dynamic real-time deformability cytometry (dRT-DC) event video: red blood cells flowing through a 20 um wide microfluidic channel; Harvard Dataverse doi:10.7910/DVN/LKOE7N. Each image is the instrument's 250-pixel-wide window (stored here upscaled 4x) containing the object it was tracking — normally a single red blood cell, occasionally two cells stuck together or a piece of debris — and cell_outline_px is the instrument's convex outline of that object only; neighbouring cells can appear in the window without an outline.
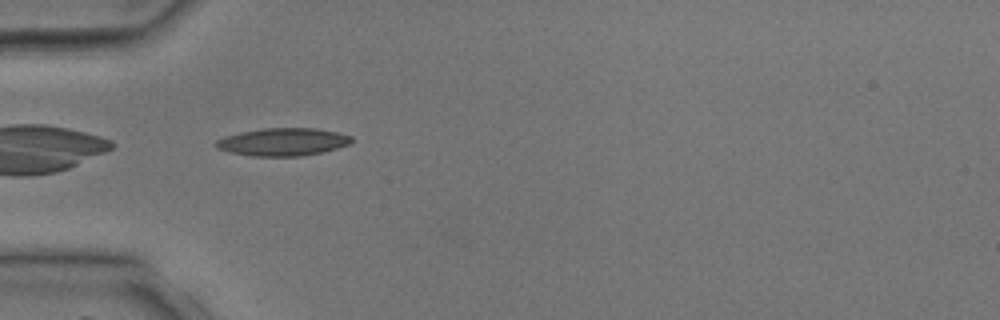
{"species": "common noctule bat (a hibernating species)", "species_latin": "Nyctalus noctula", "temperature_condition": "room temperature", "stored_images_in_passage": 23, "camera_frame_rate_fps": 3000, "um_per_image_px": 0.085, "animal": {"sex": "male", "body_mass_g": 17.9, "forearm_length_mm": 54.2}, "frame": {"image": 1, "passage_image": 1, "time_ms": 0.0, "image_size_px": [1000, 320], "cell_outline_px": [[352, 140], [348, 144], [336, 148], [320, 152], [300, 156], [252, 156], [232, 152], [216, 148], [216, 140], [224, 136], [240, 132], [264, 128], [316, 128], [336, 132], [352, 136]], "centroid_in_image_um": [24.02, 12.05], "position_along_channel_um": 61.0, "area_um2": 21.68}}
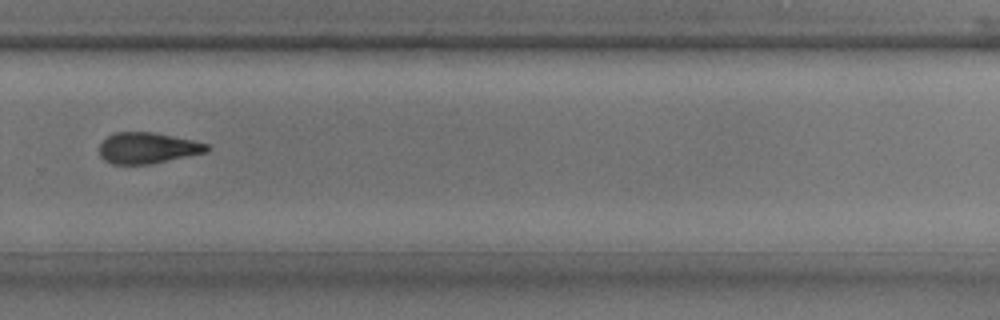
{"frame": {"image": 2, "passage_image": 16, "time_ms": 5.0, "image_size_px": [1000, 320], "cell_outline_px": [[212, 148], [208, 152], [152, 164], [112, 164], [104, 160], [100, 156], [100, 144], [108, 136], [116, 132], [152, 132], [192, 140], [208, 144]], "centroid_in_image_um": [12.57, 12.59], "position_along_channel_um": 317.2, "area_um2": 19.48}}